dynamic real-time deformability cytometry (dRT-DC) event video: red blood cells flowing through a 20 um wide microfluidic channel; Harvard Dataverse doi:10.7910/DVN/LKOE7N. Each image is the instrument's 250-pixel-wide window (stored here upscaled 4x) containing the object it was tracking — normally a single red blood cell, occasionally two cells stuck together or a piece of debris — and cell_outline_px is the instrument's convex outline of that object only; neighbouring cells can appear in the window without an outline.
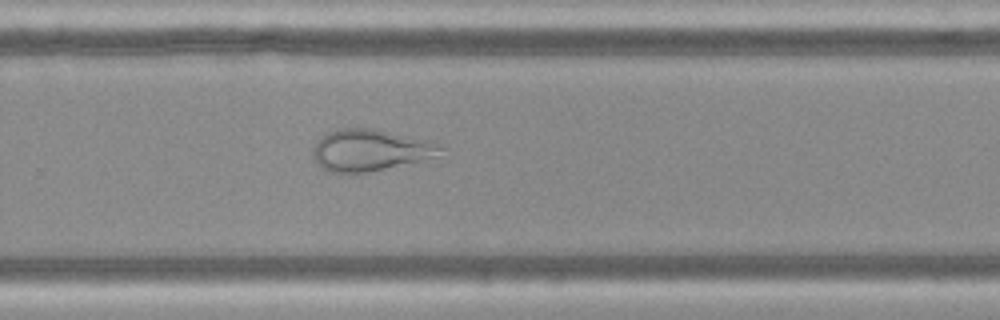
{"species": "Egyptian fruit bat (a non-hibernating species)", "species_latin": "Rousettus aegyptiacus", "temperature_condition": "cold", "stored_images_in_passage": 43, "camera_frame_rate_fps": 3000, "um_per_image_px": 0.085, "frame": {"image": 1, "passage_image": 25, "time_ms": 8.0, "image_size_px": [1000, 320], "cell_outline_px": [[448, 148], [440, 156], [368, 172], [348, 176], [328, 172], [320, 168], [316, 164], [312, 156], [312, 148], [316, 140], [320, 136], [336, 128], [372, 128], [436, 140]], "centroid_in_image_um": [31.49, 12.77], "position_along_channel_um": 298.3, "area_um2": 32.48}}